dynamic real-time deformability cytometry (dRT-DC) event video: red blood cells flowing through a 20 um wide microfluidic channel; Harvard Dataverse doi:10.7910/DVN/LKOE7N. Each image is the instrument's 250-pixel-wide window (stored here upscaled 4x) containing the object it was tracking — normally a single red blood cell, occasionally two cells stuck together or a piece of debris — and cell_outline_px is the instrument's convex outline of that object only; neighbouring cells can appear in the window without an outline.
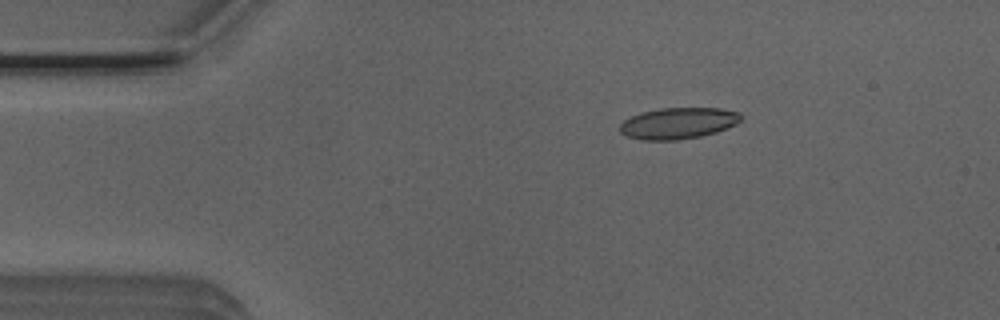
{"species": "Egyptian fruit bat (a non-hibernating species)", "species_latin": "Rousettus aegyptiacus", "temperature_condition": "room temperature", "stored_images_in_passage": 7, "camera_frame_rate_fps": 3000, "um_per_image_px": 0.085, "animal": {"sex": "male"}, "frame": {"image": 1, "passage_image": 3, "time_ms": 0.667, "image_size_px": [1000, 320], "cell_outline_px": [[740, 120], [736, 124], [716, 132], [700, 136], [676, 140], [640, 140], [624, 136], [620, 132], [620, 124], [624, 120], [640, 112], [660, 108], [720, 108], [740, 112]], "centroid_in_image_um": [57.6, 10.47], "position_along_channel_um": 27.4, "area_um2": 22.14}}
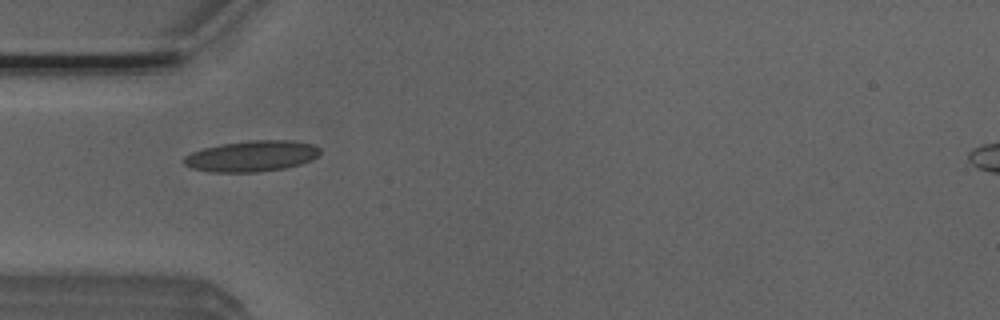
{"frame": {"image": 2, "passage_image": 5, "time_ms": 1.333, "image_size_px": [1000, 320], "cell_outline_px": [[320, 152], [312, 160], [300, 164], [284, 168], [256, 172], [212, 172], [192, 168], [184, 164], [184, 156], [192, 152], [204, 148], [224, 144], [248, 140], [292, 140], [312, 144], [320, 148]], "centroid_in_image_um": [21.41, 13.26], "position_along_channel_um": 63.6, "area_um2": 24.39}}